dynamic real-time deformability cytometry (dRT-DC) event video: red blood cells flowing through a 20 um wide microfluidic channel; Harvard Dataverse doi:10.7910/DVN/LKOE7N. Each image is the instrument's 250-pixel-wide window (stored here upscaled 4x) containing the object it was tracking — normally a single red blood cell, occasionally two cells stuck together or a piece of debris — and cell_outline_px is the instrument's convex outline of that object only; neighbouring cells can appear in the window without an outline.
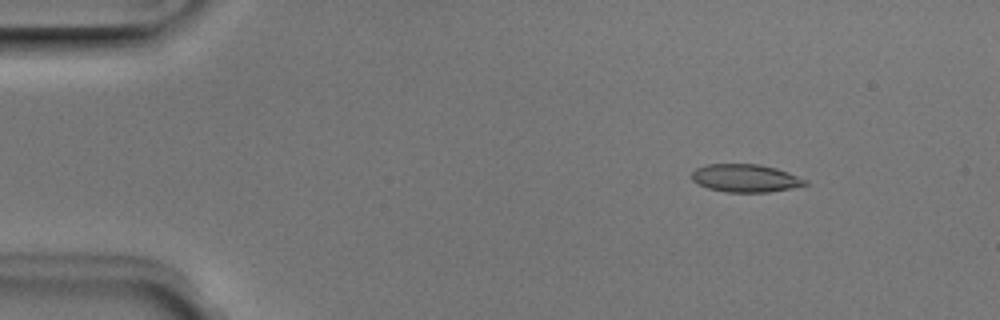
{"species": "Egyptian fruit bat (a non-hibernating species)", "species_latin": "Rousettus aegyptiacus", "temperature_condition": "room temperature", "stored_images_in_passage": 6, "camera_frame_rate_fps": 3000, "um_per_image_px": 0.085, "animal": {"sex": "male"}, "frame": {"image": 1, "passage_image": 2, "time_ms": 0.333, "image_size_px": [1000, 320], "cell_outline_px": [[808, 184], [792, 188], [768, 192], [724, 192], [708, 188], [692, 180], [692, 172], [696, 168], [708, 164], [760, 164], [776, 168], [788, 172], [808, 180]], "centroid_in_image_um": [63.38, 15.14], "position_along_channel_um": 21.6, "area_um2": 18.44}}
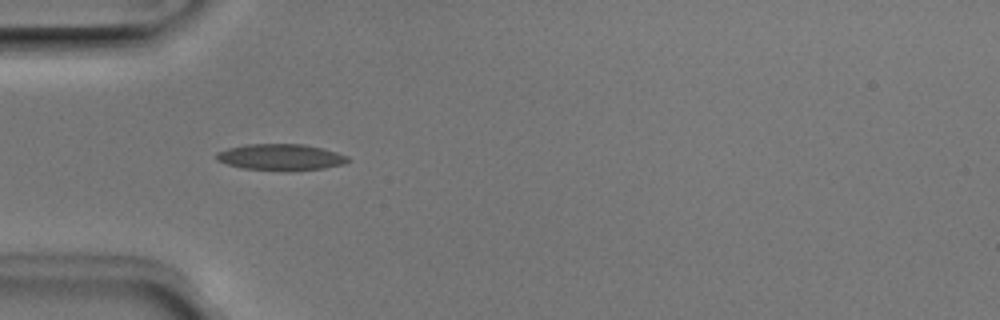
{"frame": {"image": 2, "passage_image": 4, "time_ms": 1.0, "image_size_px": [1000, 320], "cell_outline_px": [[352, 160], [344, 164], [324, 168], [288, 172], [244, 168], [228, 164], [216, 160], [216, 152], [228, 148], [244, 144], [304, 144], [324, 148], [348, 156]], "centroid_in_image_um": [23.9, 13.36], "position_along_channel_um": 61.1, "area_um2": 20.52}}
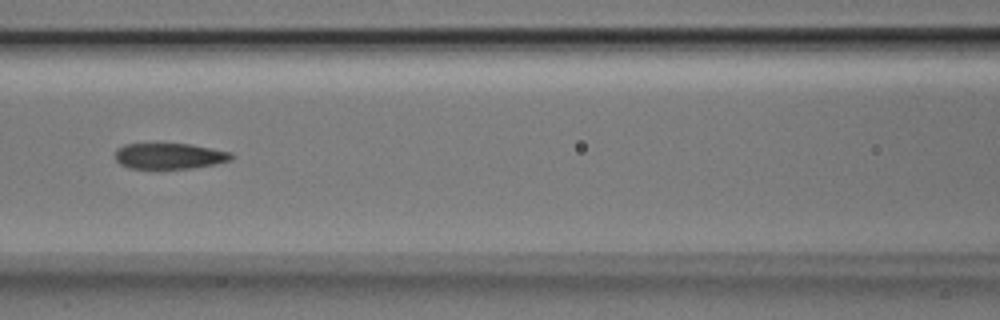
{"frame": {"image": 3, "passage_image": 6, "time_ms": 1.667, "image_size_px": [1000, 320], "cell_outline_px": [[236, 156], [232, 160], [192, 168], [128, 168], [120, 164], [116, 160], [116, 148], [124, 144], [192, 144], [232, 152]], "centroid_in_image_um": [14.43, 13.25], "position_along_channel_um": 152.2, "area_um2": 17.51}}